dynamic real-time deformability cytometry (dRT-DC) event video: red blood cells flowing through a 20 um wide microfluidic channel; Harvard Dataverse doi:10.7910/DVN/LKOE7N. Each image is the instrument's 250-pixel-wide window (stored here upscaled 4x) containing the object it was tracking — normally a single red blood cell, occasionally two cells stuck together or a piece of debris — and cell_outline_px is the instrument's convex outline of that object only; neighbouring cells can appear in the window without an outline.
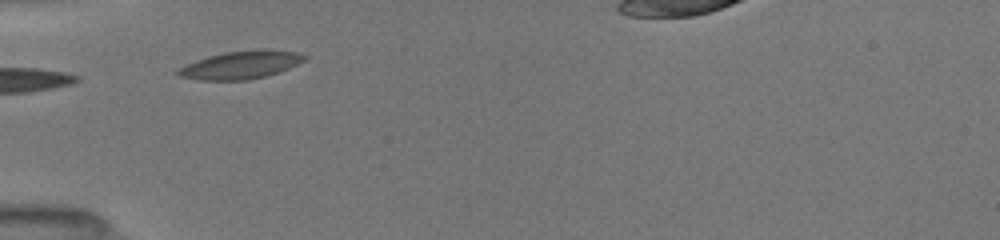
{"species": "common noctule bat (a hibernating species)", "species_latin": "Nyctalus noctula", "temperature_condition": "room temperature", "stored_images_in_passage": 6, "camera_frame_rate_fps": 3000, "um_per_image_px": 0.085, "animal": {"sex": "female", "body_mass_g": 19.5, "forearm_length_mm": 54.1}, "frame": {"image": 1, "passage_image": 1, "time_ms": 0.0, "image_size_px": [1000, 240], "cell_outline_px": [[308, 56], [304, 60], [280, 72], [248, 80], [200, 80], [180, 76], [172, 72], [176, 68], [196, 60], [208, 56], [224, 52], [260, 48], [268, 48], [300, 52]], "centroid_in_image_um": [20.46, 5.49], "position_along_channel_um": 64.5, "area_um2": 20.98}}
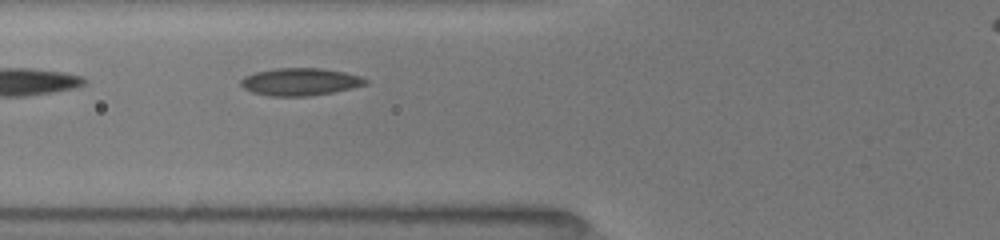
{"frame": {"image": 2, "passage_image": 3, "time_ms": 1.0, "image_size_px": [1000, 240], "cell_outline_px": [[368, 84], [332, 92], [308, 96], [268, 96], [252, 92], [244, 88], [240, 84], [240, 80], [244, 76], [256, 72], [276, 68], [324, 68], [344, 72], [360, 76], [368, 80]], "centroid_in_image_um": [25.5, 6.95], "position_along_channel_um": 100.3, "area_um2": 19.94}}
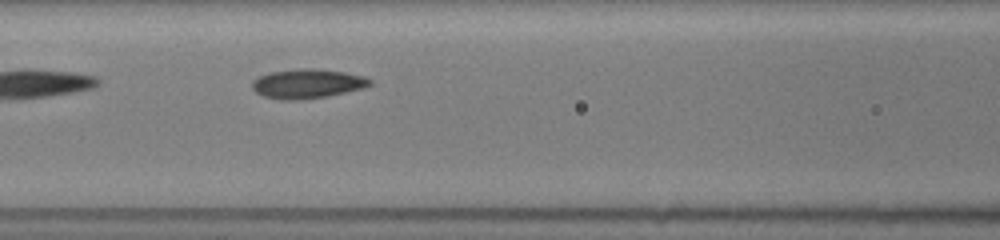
{"frame": {"image": 3, "passage_image": 6, "time_ms": 2.0, "image_size_px": [1000, 240], "cell_outline_px": [[372, 84], [360, 88], [328, 96], [300, 100], [280, 100], [264, 96], [256, 92], [252, 88], [252, 80], [260, 76], [272, 72], [300, 68], [308, 68], [344, 72], [364, 76], [372, 80]], "centroid_in_image_um": [26.1, 7.12], "position_along_channel_um": 140.5, "area_um2": 19.94}}